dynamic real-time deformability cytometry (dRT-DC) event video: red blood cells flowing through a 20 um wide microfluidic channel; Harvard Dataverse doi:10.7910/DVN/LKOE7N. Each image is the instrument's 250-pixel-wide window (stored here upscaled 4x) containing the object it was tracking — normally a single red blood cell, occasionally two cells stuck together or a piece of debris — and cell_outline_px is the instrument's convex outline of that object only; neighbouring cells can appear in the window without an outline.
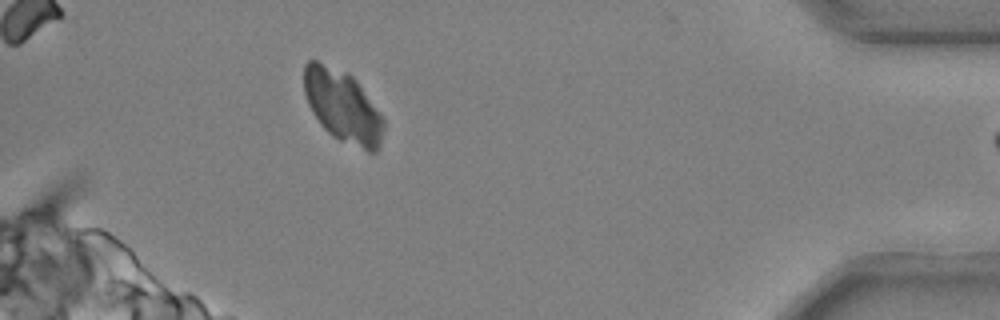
{"species": "common noctule bat (a hibernating species)", "species_latin": "Nyctalus noctula", "temperature_condition": "cold", "stored_images_in_passage": 49, "camera_frame_rate_fps": 3000, "um_per_image_px": 0.085, "animal": {"sex": "male", "body_mass_g": 20.4}, "frame": {"image": 1, "passage_image": 48, "time_ms": 15.667, "image_size_px": [1000, 320], "cell_outline_px": [[384, 128], [380, 148], [376, 152], [368, 152], [340, 140], [332, 136], [320, 124], [312, 112], [308, 104], [304, 92], [304, 64], [308, 60], [316, 60], [348, 72], [356, 80], [384, 120]], "centroid_in_image_um": [29.11, 9.03], "position_along_channel_um": 406.1, "area_um2": 33.52}}